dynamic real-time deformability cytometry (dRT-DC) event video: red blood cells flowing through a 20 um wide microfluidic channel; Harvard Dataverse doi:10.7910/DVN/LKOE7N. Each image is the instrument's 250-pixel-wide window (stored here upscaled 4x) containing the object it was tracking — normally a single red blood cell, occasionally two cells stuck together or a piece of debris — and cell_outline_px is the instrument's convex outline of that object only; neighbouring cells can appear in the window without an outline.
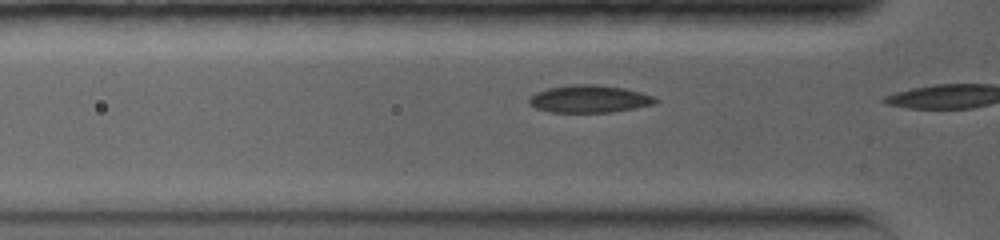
{"species": "common noctule bat (a hibernating species)", "species_latin": "Nyctalus noctula", "temperature_condition": "warm", "stored_images_in_passage": 5, "camera_frame_rate_fps": 5000, "um_per_image_px": 0.085, "animal": {"sex": "female", "body_mass_g": 19.0, "forearm_length_mm": 56.7}, "frame": {"image": 1, "passage_image": 4, "time_ms": 1.0, "image_size_px": [1000, 240], "cell_outline_px": [[660, 100], [656, 104], [636, 108], [612, 112], [552, 112], [536, 108], [528, 104], [528, 96], [536, 92], [548, 88], [576, 84], [596, 84], [624, 88], [640, 92], [652, 96]], "centroid_in_image_um": [50.09, 8.41], "position_along_channel_um": 75.7, "area_um2": 20.35}}